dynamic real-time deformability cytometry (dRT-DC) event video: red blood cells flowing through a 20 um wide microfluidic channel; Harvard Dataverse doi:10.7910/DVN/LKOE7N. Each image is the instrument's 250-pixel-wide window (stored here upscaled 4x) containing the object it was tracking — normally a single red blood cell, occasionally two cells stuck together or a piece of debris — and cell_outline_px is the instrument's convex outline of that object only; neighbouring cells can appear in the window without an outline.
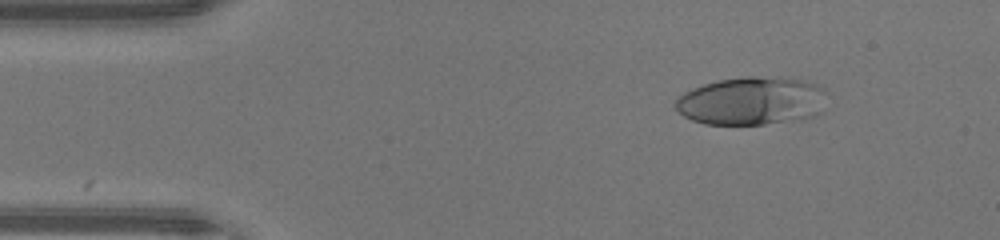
{"species": "human", "species_latin": "Homo sapiens", "temperature_condition": "warm", "stored_images_in_passage": 46, "camera_frame_rate_fps": 3000, "um_per_image_px": 0.085, "donor": {"sex": "male"}, "frame": {"image": 1, "passage_image": 6, "time_ms": 1.667, "image_size_px": [1000, 240], "cell_outline_px": [[828, 92], [820, 112], [812, 116], [800, 120], [764, 124], [704, 124], [692, 120], [684, 116], [676, 108], [676, 96], [692, 88], [704, 84], [720, 80], [748, 76], [752, 76], [800, 80], [816, 84], [824, 88]], "centroid_in_image_um": [63.89, 8.59], "position_along_channel_um": 21.1, "area_um2": 42.43}}
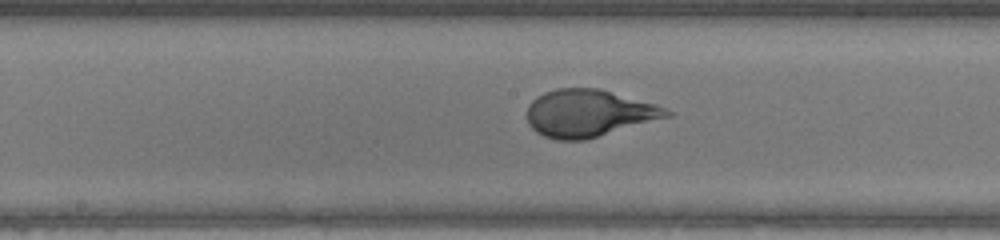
{"frame": {"image": 2, "passage_image": 23, "time_ms": 7.333, "image_size_px": [1000, 240], "cell_outline_px": [[676, 112], [672, 116], [584, 140], [556, 140], [544, 136], [536, 132], [528, 124], [528, 104], [536, 96], [544, 92], [556, 88], [600, 88], [656, 104]], "centroid_in_image_um": [50.06, 9.61], "position_along_channel_um": 198.1, "area_um2": 38.67}}
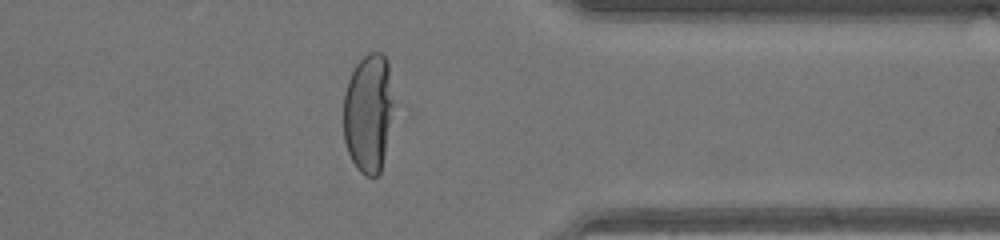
{"frame": {"image": 3, "passage_image": 36, "time_ms": 11.667, "image_size_px": [1000, 240], "cell_outline_px": [[392, 104], [384, 152], [380, 172], [376, 176], [368, 176], [360, 172], [356, 168], [348, 152], [344, 140], [344, 92], [348, 80], [356, 64], [368, 52], [380, 52], [388, 60]], "centroid_in_image_um": [31.27, 9.57], "position_along_channel_um": 380.1, "area_um2": 33.93}, "authors_computed_cell_mechanics": {"area_um2": 39.1306, "velocity_mm_per_s": 4.4552, "shape_relaxation_time_tau1_ms": 6.2704, "shape_relaxation_time_tau2_ms": null, "deformation_change_tau1": 0.3498, "deformation_change_tau2": null}}